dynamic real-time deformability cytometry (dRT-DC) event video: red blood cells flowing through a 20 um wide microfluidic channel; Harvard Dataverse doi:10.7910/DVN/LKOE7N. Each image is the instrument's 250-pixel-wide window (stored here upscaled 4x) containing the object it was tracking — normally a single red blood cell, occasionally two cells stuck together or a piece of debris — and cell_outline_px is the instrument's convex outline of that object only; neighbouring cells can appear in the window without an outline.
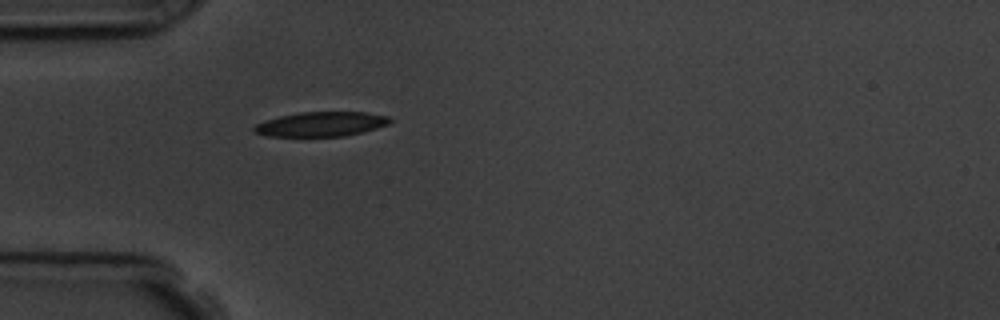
{"species": "common noctule bat (a hibernating species)", "species_latin": "Nyctalus noctula", "temperature_condition": "room temperature", "stored_images_in_passage": 34, "camera_frame_rate_fps": 3000, "um_per_image_px": 0.085, "animal": {"sex": "male", "body_mass_g": 19.5, "forearm_length_mm": 54.6}, "frame": {"image": 1, "passage_image": 1, "time_ms": 0.0, "image_size_px": [1000, 320], "cell_outline_px": [[392, 120], [388, 124], [376, 128], [344, 136], [268, 136], [252, 132], [252, 128], [256, 124], [264, 120], [280, 116], [300, 112], [364, 112], [388, 116]], "centroid_in_image_um": [27.25, 10.55], "position_along_channel_um": 57.8, "area_um2": 19.36}}
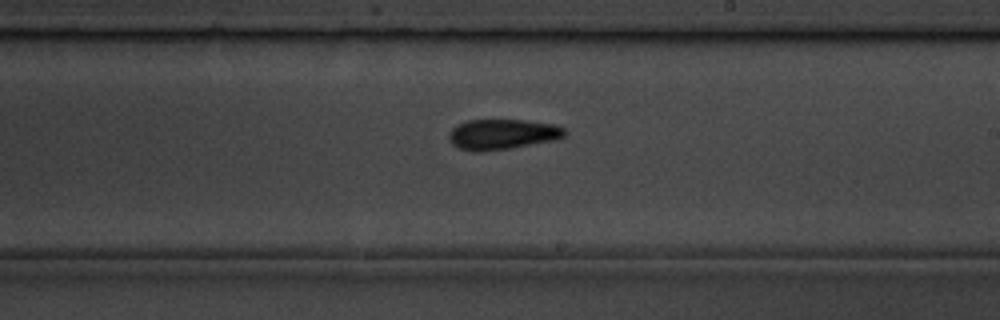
{"frame": {"image": 2, "passage_image": 17, "time_ms": 5.333, "image_size_px": [1000, 320], "cell_outline_px": [[568, 132], [564, 136], [552, 140], [508, 148], [484, 152], [472, 152], [460, 148], [452, 144], [448, 140], [448, 132], [452, 128], [468, 120], [524, 120], [556, 124], [564, 128]], "centroid_in_image_um": [42.67, 11.41], "position_along_channel_um": 246.3, "area_um2": 20.46}}
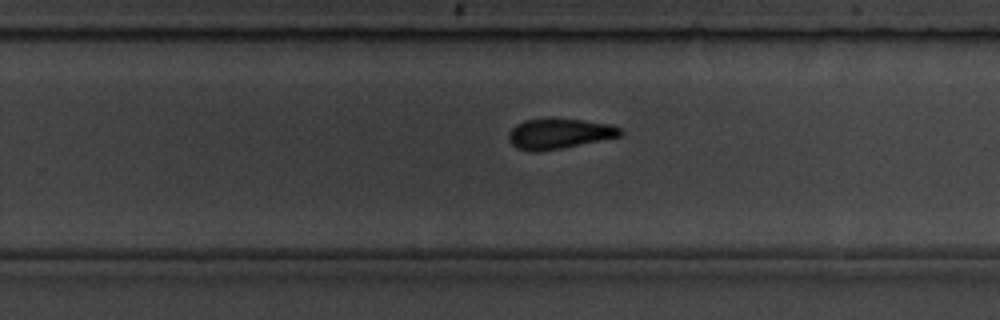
{"frame": {"image": 3, "passage_image": 20, "time_ms": 6.333, "image_size_px": [1000, 320], "cell_outline_px": [[624, 132], [620, 136], [540, 152], [532, 152], [516, 148], [508, 140], [508, 132], [516, 124], [524, 120], [580, 120], [608, 124], [620, 128]], "centroid_in_image_um": [47.47, 11.39], "position_along_channel_um": 282.3, "area_um2": 19.19}, "authors_computed_cell_mechanics": {"area_um2": 20.2878, "velocity_mm_per_s": 3.6254, "shape_relaxation_time_tau1_ms": 4.5729, "shape_relaxation_time_tau2_ms": 5.4303, "deformation_change_tau1": 0.1481, "deformation_change_tau2": 0.1288}}